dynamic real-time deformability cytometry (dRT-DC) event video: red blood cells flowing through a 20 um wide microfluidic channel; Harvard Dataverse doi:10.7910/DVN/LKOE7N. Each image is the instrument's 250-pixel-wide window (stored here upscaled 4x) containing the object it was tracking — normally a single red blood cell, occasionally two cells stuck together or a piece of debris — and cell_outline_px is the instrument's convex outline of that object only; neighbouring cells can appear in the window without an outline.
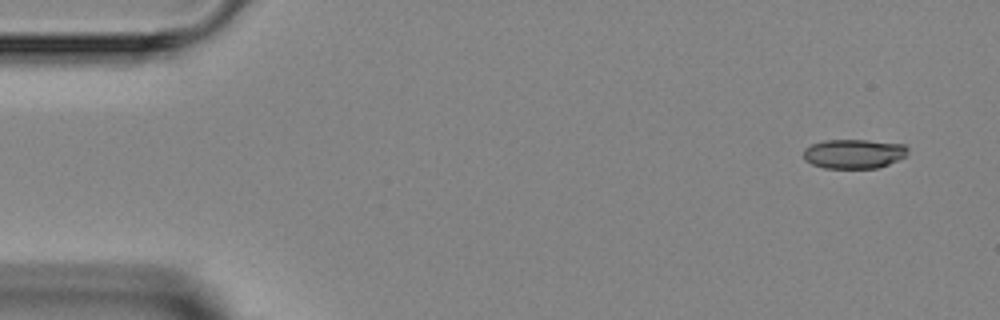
{"species": "Egyptian fruit bat (a non-hibernating species)", "species_latin": "Rousettus aegyptiacus", "temperature_condition": "room temperature", "stored_images_in_passage": 3, "camera_frame_rate_fps": 3000, "um_per_image_px": 0.085, "animal": {"sex": "female"}, "frame": {"image": 1, "passage_image": 1, "time_ms": 0.0, "image_size_px": [1000, 320], "cell_outline_px": [[908, 152], [904, 156], [880, 168], [824, 168], [812, 164], [804, 160], [804, 148], [812, 144], [824, 140], [868, 140], [904, 144], [908, 148]], "centroid_in_image_um": [72.56, 13.07], "position_along_channel_um": 12.4, "area_um2": 17.86}}
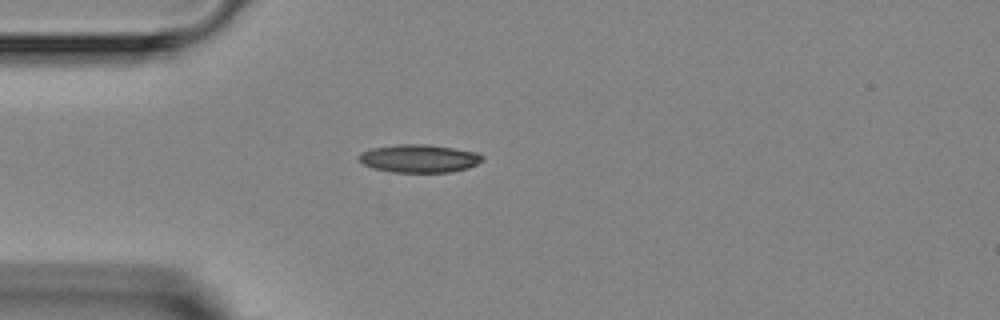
{"frame": {"image": 2, "passage_image": 3, "time_ms": 3.333, "image_size_px": [1000, 320], "cell_outline_px": [[484, 160], [468, 168], [452, 172], [392, 172], [372, 168], [364, 164], [356, 156], [360, 152], [372, 148], [400, 144], [428, 144], [476, 152], [484, 156]], "centroid_in_image_um": [35.62, 13.47], "position_along_channel_um": 49.4, "area_um2": 20.23}}